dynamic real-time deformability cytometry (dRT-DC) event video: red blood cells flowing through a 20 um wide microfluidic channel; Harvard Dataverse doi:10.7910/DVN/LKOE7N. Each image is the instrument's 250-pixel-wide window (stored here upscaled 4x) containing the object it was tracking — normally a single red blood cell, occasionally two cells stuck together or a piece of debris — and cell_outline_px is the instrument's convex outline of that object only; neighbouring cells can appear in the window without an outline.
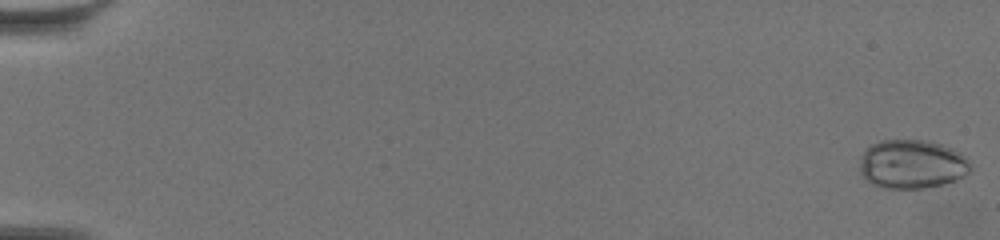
{"species": "common noctule bat (a hibernating species)", "species_latin": "Nyctalus noctula", "temperature_condition": "warm", "stored_images_in_passage": 42, "camera_frame_rate_fps": 3000, "um_per_image_px": 0.085, "animal": {"sex": "female", "body_mass_g": 19.5, "forearm_length_mm": 54.1}, "frame": {"image": 1, "passage_image": 1, "time_ms": 0.0, "image_size_px": [1000, 240], "cell_outline_px": [[968, 172], [964, 176], [956, 180], [924, 188], [880, 188], [872, 184], [860, 172], [860, 156], [872, 144], [880, 140], [928, 140], [952, 148], [960, 152], [968, 164]], "centroid_in_image_um": [77.47, 13.95], "position_along_channel_um": 7.5, "area_um2": 31.27}}
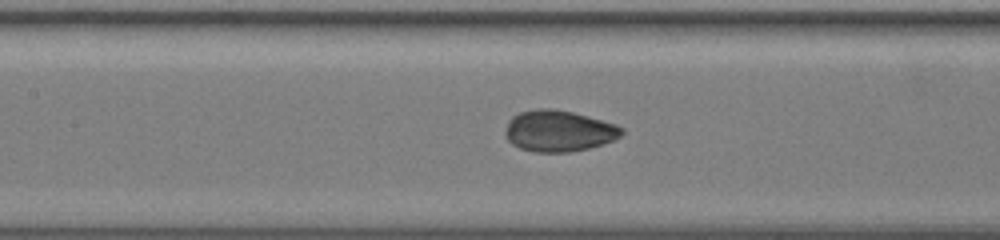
{"frame": {"image": 2, "passage_image": 31, "time_ms": 10.0, "image_size_px": [1000, 240], "cell_outline_px": [[624, 132], [620, 136], [604, 144], [572, 152], [532, 152], [520, 148], [512, 144], [504, 136], [504, 132], [508, 120], [512, 116], [520, 112], [536, 108], [552, 108], [572, 112], [616, 124], [624, 128]], "centroid_in_image_um": [47.46, 11.13], "position_along_channel_um": 159.9, "area_um2": 28.21}}
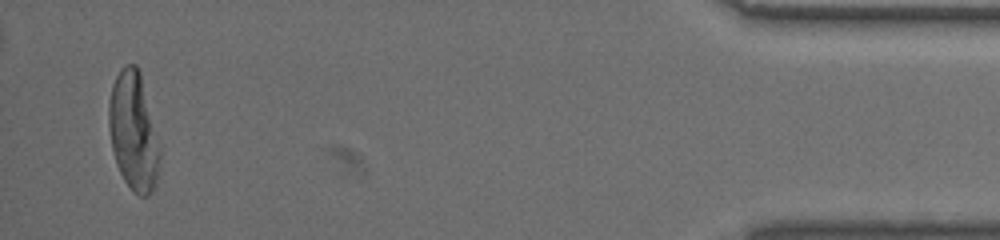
{"frame": {"image": 3, "passage_image": 42, "time_ms": 13.667, "image_size_px": [1000, 240], "cell_outline_px": [[160, 156], [156, 184], [152, 192], [148, 196], [140, 196], [132, 192], [124, 180], [116, 164], [112, 148], [108, 128], [108, 104], [112, 84], [116, 76], [128, 64], [136, 64], [140, 72], [160, 148]], "centroid_in_image_um": [11.33, 11.23], "position_along_channel_um": 423.9, "area_um2": 35.03}}